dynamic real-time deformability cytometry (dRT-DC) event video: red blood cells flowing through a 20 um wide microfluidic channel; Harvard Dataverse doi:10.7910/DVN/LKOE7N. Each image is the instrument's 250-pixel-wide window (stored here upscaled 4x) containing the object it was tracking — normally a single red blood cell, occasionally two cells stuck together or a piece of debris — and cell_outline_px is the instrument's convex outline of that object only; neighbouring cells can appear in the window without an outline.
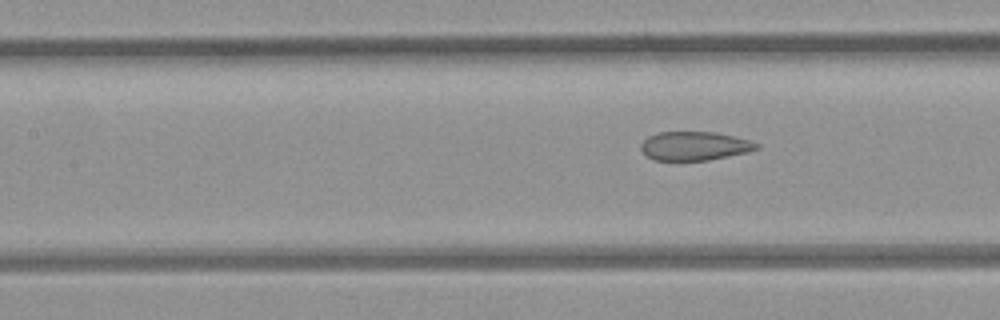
{"species": "common noctule bat (a hibernating species)", "species_latin": "Nyctalus noctula", "temperature_condition": "room temperature", "stored_images_in_passage": 4, "segment_of_instrument_passage": [2, 2], "camera_frame_rate_fps": 3000, "um_per_image_px": 0.085, "animal": {"sex": "female", "body_mass_g": 21.9}, "frame": {"image": 1, "passage_image": 4, "time_ms": 1.0, "image_size_px": [1000, 320], "cell_outline_px": [[760, 148], [748, 152], [708, 160], [652, 160], [640, 148], [640, 144], [648, 136], [656, 132], [716, 132], [748, 140], [760, 144]], "centroid_in_image_um": [59.03, 12.4], "position_along_channel_um": 148.4, "area_um2": 19.36}}